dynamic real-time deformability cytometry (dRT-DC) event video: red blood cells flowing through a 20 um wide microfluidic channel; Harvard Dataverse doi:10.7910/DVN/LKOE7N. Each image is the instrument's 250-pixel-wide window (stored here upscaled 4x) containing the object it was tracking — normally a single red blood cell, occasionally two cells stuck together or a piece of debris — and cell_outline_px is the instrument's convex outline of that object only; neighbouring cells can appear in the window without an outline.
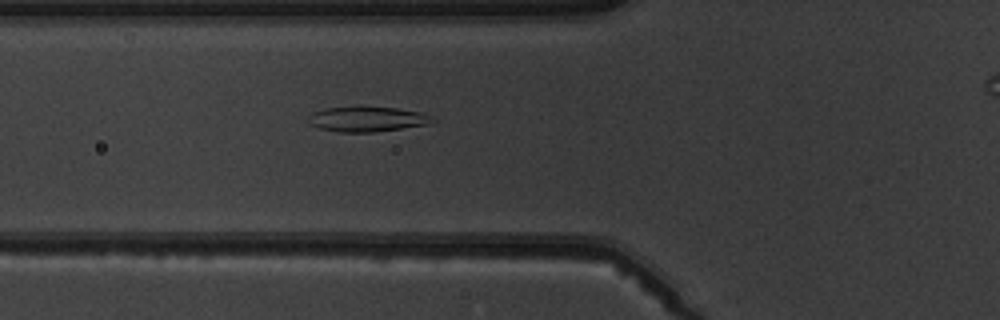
{"species": "common noctule bat (a hibernating species)", "species_latin": "Nyctalus noctula", "temperature_condition": "warm", "stored_images_in_passage": 3, "camera_frame_rate_fps": 3000, "um_per_image_px": 0.085, "animal": {"sex": "male", "body_mass_g": 19.5, "forearm_length_mm": 54.6}, "frame": {"image": 1, "passage_image": 2, "time_ms": 1.0, "image_size_px": [1000, 320], "cell_outline_px": [[436, 120], [428, 124], [372, 132], [340, 132], [320, 128], [312, 124], [308, 116], [312, 112], [324, 108], [396, 108], [420, 112], [432, 116]], "centroid_in_image_um": [31.23, 10.13], "position_along_channel_um": 94.6, "area_um2": 17.51}}